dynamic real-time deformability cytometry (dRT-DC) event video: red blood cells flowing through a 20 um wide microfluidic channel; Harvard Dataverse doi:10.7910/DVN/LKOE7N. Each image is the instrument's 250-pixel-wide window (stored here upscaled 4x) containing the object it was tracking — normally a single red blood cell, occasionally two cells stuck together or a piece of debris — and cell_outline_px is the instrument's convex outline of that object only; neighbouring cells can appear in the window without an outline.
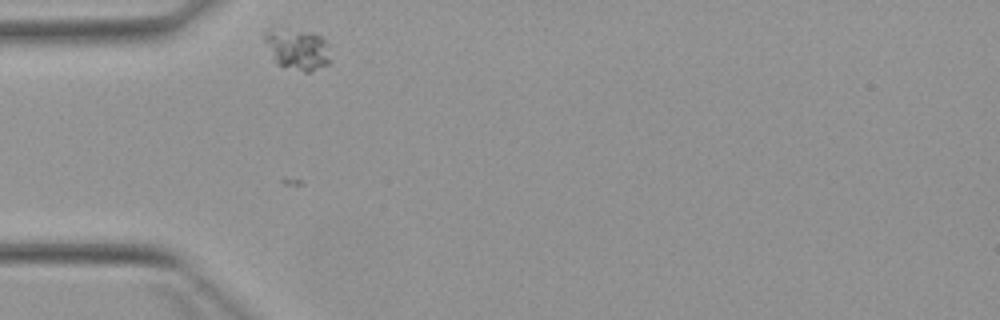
{"species": "Egyptian fruit bat (a non-hibernating species)", "species_latin": "Rousettus aegyptiacus", "temperature_condition": "warm", "stored_images_in_passage": 1, "camera_frame_rate_fps": 3000, "um_per_image_px": 0.085, "animal": {"sex": "female"}, "frame": {"image": 1, "passage_image": 1, "time_ms": 0.0, "image_size_px": [1000, 320], "cell_outline_px": [[328, 64], [312, 72], [304, 72], [280, 64], [272, 60], [264, 40], [264, 32], [272, 24], [280, 24], [312, 32], [320, 36], [328, 44]], "centroid_in_image_um": [25.19, 4.08], "position_along_channel_um": 59.8, "area_um2": 16.53}}